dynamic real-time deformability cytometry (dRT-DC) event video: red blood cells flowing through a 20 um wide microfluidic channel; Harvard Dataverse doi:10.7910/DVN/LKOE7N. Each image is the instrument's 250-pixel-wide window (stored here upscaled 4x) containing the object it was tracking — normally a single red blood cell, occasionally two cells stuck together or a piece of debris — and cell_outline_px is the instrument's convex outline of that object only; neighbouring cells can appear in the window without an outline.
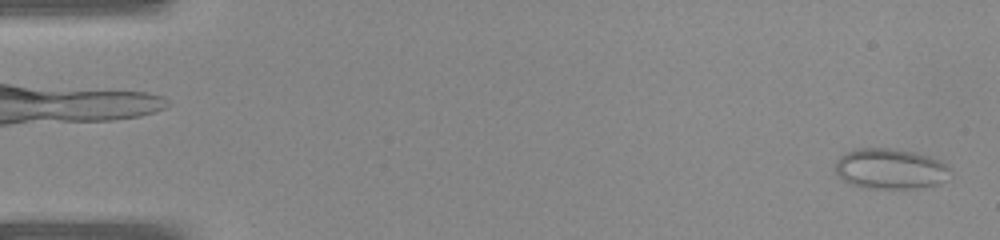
{"species": "common noctule bat (a hibernating species)", "species_latin": "Nyctalus noctula", "temperature_condition": "warm", "stored_images_in_passage": 40, "camera_frame_rate_fps": 3000, "um_per_image_px": 0.085, "animal": {"sex": "female", "body_mass_g": 22.0, "forearm_length_mm": 56.7}, "frame": {"image": 1, "passage_image": 1, "time_ms": 0.0, "image_size_px": [1000, 240], "cell_outline_px": [[948, 168], [944, 180], [940, 184], [924, 188], [860, 188], [848, 184], [836, 172], [836, 160], [844, 152], [852, 148], [896, 148], [928, 156], [940, 160]], "centroid_in_image_um": [75.61, 14.35], "position_along_channel_um": 9.4, "area_um2": 27.22}}
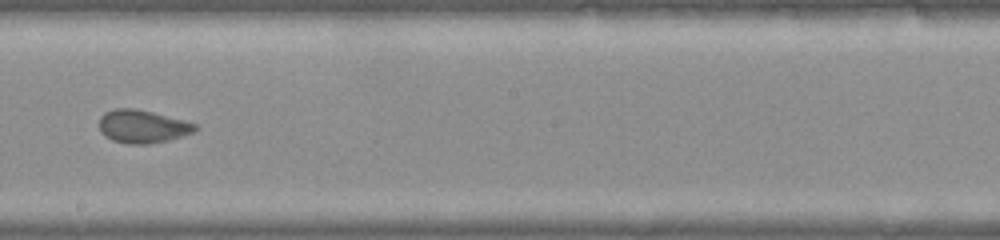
{"frame": {"image": 2, "passage_image": 23, "time_ms": 7.333, "image_size_px": [1000, 240], "cell_outline_px": [[200, 128], [196, 132], [168, 140], [148, 144], [128, 144], [112, 140], [104, 136], [100, 132], [100, 116], [104, 112], [116, 108], [132, 108], [152, 112], [184, 120], [196, 124]], "centroid_in_image_um": [12.12, 10.75], "position_along_channel_um": 236.1, "area_um2": 18.61}}
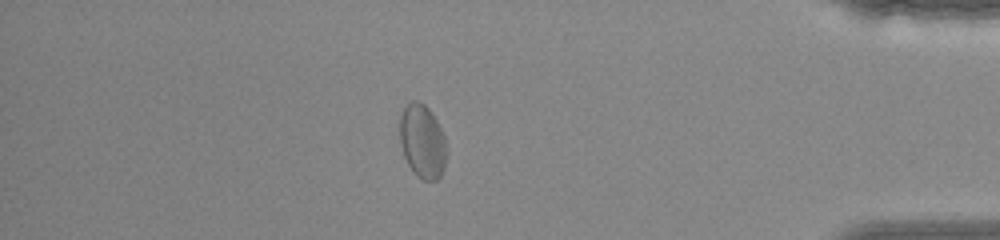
{"frame": {"image": 3, "passage_image": 35, "time_ms": 11.333, "image_size_px": [1000, 240], "cell_outline_px": [[444, 168], [440, 176], [436, 180], [424, 180], [416, 176], [408, 164], [404, 156], [400, 144], [400, 116], [404, 108], [412, 100], [416, 100], [424, 104], [428, 108], [436, 120], [444, 136]], "centroid_in_image_um": [35.87, 12.01], "position_along_channel_um": 399.3, "area_um2": 19.71}}